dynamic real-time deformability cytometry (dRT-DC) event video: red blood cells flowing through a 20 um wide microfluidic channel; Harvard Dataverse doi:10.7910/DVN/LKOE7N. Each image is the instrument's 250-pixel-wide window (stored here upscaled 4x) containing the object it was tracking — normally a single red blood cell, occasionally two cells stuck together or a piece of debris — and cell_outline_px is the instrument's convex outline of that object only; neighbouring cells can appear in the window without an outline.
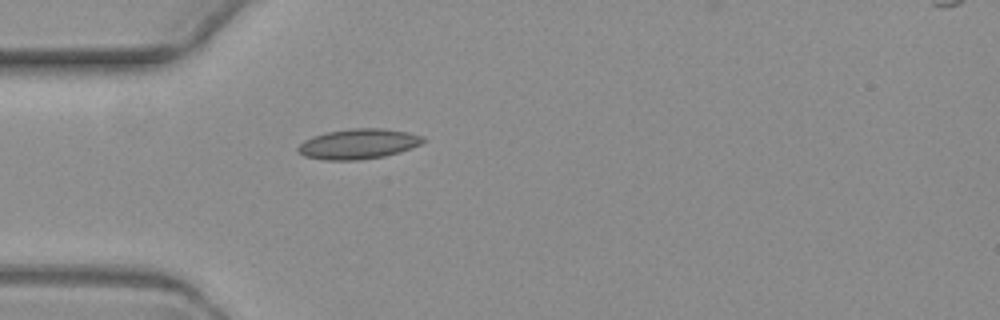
{"species": "common noctule bat (a hibernating species)", "species_latin": "Nyctalus noctula", "temperature_condition": "warm", "stored_images_in_passage": 4, "camera_frame_rate_fps": 3000, "um_per_image_px": 0.085, "animal": {"sex": "female", "body_mass_g": 19.3, "forearm_length_mm": 54.1}, "frame": {"image": 1, "passage_image": 4, "time_ms": 3.667, "image_size_px": [1000, 320], "cell_outline_px": [[428, 140], [412, 148], [400, 152], [384, 156], [356, 160], [324, 160], [304, 156], [296, 148], [304, 140], [312, 136], [328, 132], [352, 128], [384, 128], [408, 132], [424, 136]], "centroid_in_image_um": [30.49, 12.23], "position_along_channel_um": 54.5, "area_um2": 22.08}}